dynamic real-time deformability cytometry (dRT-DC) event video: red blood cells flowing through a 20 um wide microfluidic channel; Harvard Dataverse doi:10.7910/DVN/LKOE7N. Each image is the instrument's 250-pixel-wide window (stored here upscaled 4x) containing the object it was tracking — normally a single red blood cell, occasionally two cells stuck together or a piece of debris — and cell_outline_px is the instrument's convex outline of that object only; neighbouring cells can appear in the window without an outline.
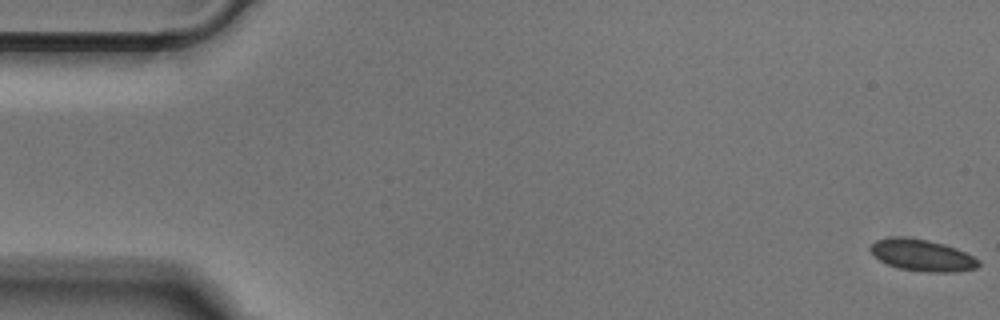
{"species": "Egyptian fruit bat (a non-hibernating species)", "species_latin": "Rousettus aegyptiacus", "temperature_condition": "cold", "stored_images_in_passage": 52, "camera_frame_rate_fps": 3000, "um_per_image_px": 0.085, "animal": {"sex": "male"}, "frame": {"image": 1, "passage_image": 1, "time_ms": 0.0, "image_size_px": [1000, 320], "cell_outline_px": [[980, 264], [976, 268], [956, 272], [928, 272], [900, 268], [888, 264], [872, 256], [868, 248], [876, 240], [892, 236], [904, 236], [928, 240], [944, 244], [956, 248], [980, 260]], "centroid_in_image_um": [78.35, 21.68], "position_along_channel_um": 6.6, "area_um2": 20.06}}
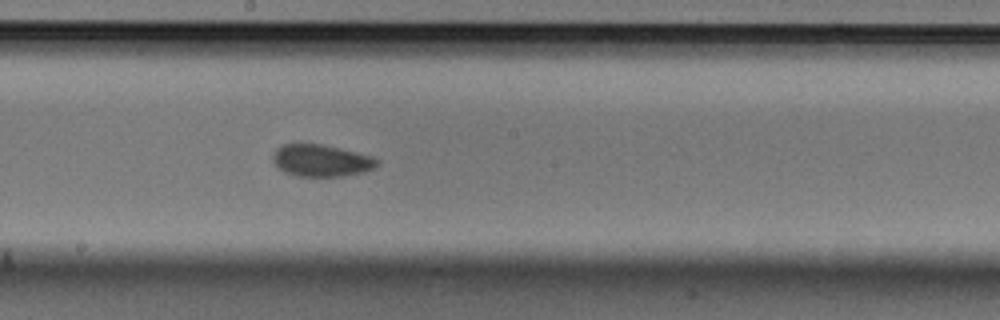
{"frame": {"image": 2, "passage_image": 28, "time_ms": 9.0, "image_size_px": [1000, 320], "cell_outline_px": [[380, 164], [376, 168], [364, 172], [344, 176], [296, 176], [284, 172], [272, 160], [272, 156], [276, 148], [284, 144], [324, 144], [372, 156], [380, 160]], "centroid_in_image_um": [27.35, 13.65], "position_along_channel_um": 220.9, "area_um2": 19.59}}
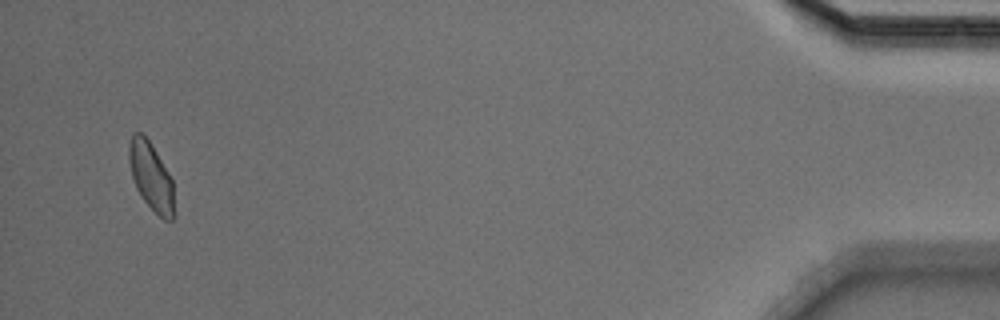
{"frame": {"image": 3, "passage_image": 50, "time_ms": 16.333, "image_size_px": [1000, 320], "cell_outline_px": [[172, 220], [164, 220], [144, 200], [136, 188], [132, 176], [128, 160], [128, 144], [132, 132], [140, 132], [152, 144], [168, 172], [172, 180]], "centroid_in_image_um": [12.78, 14.92], "position_along_channel_um": 422.4, "area_um2": 17.46}}